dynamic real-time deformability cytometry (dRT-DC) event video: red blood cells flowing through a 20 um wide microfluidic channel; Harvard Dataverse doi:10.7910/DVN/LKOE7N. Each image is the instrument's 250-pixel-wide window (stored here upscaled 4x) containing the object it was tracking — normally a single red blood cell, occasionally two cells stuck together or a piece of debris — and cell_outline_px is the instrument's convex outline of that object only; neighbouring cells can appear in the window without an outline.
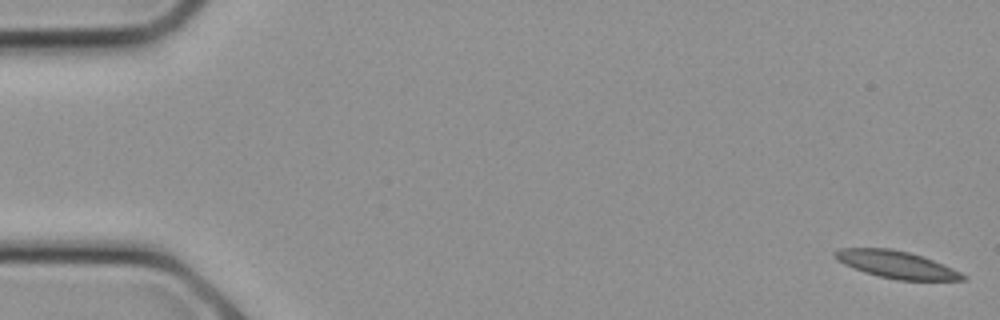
{"species": "common noctule bat (a hibernating species)", "species_latin": "Nyctalus noctula", "temperature_condition": "cold", "stored_images_in_passage": 13, "camera_frame_rate_fps": 3000, "um_per_image_px": 0.085, "animal": {"sex": "female", "body_mass_g": 21.9}, "frame": {"image": 1, "passage_image": 1, "time_ms": 0.0, "image_size_px": [1000, 320], "cell_outline_px": [[968, 280], [896, 280], [864, 272], [844, 264], [836, 260], [832, 256], [832, 252], [840, 248], [892, 248], [908, 252], [932, 260], [952, 268], [968, 276]], "centroid_in_image_um": [76.16, 22.48], "position_along_channel_um": 8.8, "area_um2": 20.29}}
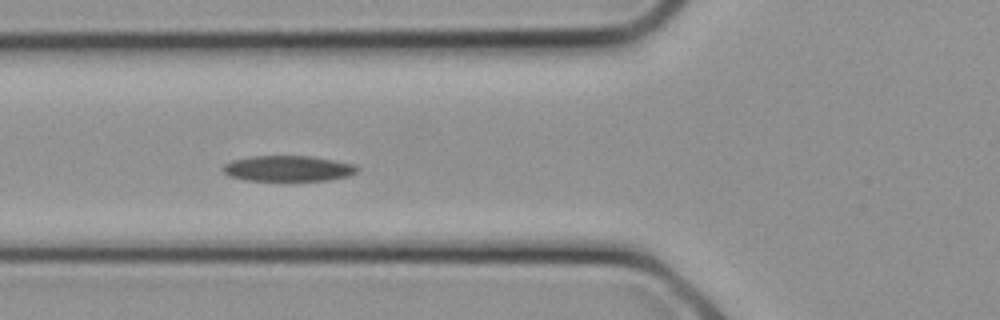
{"frame": {"image": 2, "passage_image": 10, "time_ms": 3.0, "image_size_px": [1000, 320], "cell_outline_px": [[360, 168], [356, 172], [348, 176], [328, 180], [248, 180], [228, 176], [220, 168], [224, 164], [232, 160], [248, 156], [312, 156], [352, 164]], "centroid_in_image_um": [24.44, 14.31], "position_along_channel_um": 101.4, "area_um2": 20.0}}
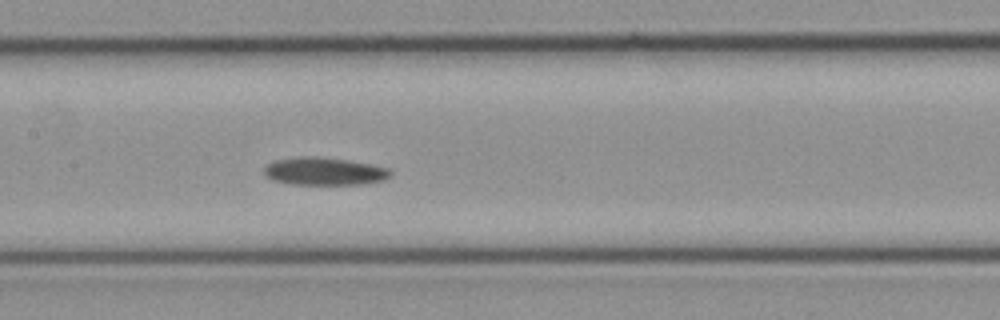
{"frame": {"image": 3, "passage_image": 13, "time_ms": 4.0, "image_size_px": [1000, 320], "cell_outline_px": [[392, 176], [384, 180], [364, 184], [292, 184], [272, 180], [264, 176], [264, 168], [268, 164], [276, 160], [296, 156], [320, 156], [348, 160], [372, 164], [388, 168], [392, 172]], "centroid_in_image_um": [27.58, 14.55], "position_along_channel_um": 179.8, "area_um2": 20.69}}